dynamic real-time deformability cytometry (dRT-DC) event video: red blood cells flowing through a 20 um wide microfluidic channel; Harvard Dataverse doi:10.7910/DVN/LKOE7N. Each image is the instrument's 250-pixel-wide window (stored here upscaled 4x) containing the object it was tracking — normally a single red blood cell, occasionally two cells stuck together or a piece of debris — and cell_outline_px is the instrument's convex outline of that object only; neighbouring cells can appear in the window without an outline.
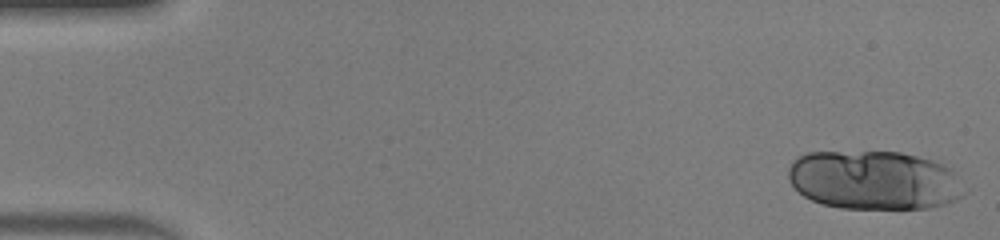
{"species": "human", "species_latin": "Homo sapiens", "temperature_condition": "warm", "stored_images_in_passage": 30, "camera_frame_rate_fps": 3000, "um_per_image_px": 0.085, "donor": {"sex": "male"}, "frame": {"image": 1, "passage_image": 1, "time_ms": 0.0, "image_size_px": [1000, 240], "cell_outline_px": [[964, 192], [956, 200], [944, 204], [928, 208], [840, 208], [824, 204], [812, 200], [804, 196], [788, 180], [788, 168], [792, 160], [796, 156], [808, 152], [900, 152], [932, 160], [944, 164], [952, 168]], "centroid_in_image_um": [74.26, 15.3], "position_along_channel_um": 10.7, "area_um2": 60.4}}
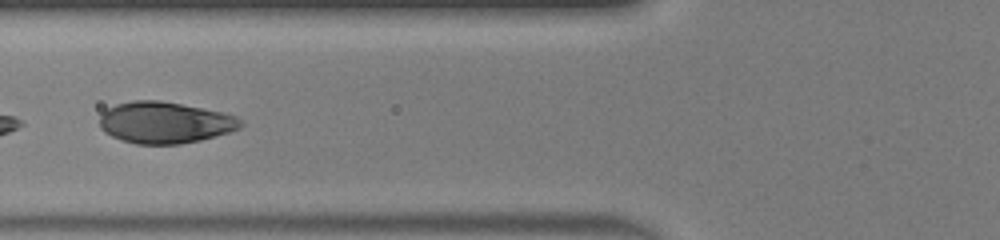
{"frame": {"image": 2, "passage_image": 19, "time_ms": 6.0, "image_size_px": [1000, 240], "cell_outline_px": [[244, 124], [240, 128], [228, 132], [200, 140], [180, 144], [136, 144], [112, 136], [104, 132], [100, 128], [100, 116], [108, 108], [116, 104], [132, 100], [160, 100], [224, 112], [236, 116]], "centroid_in_image_um": [14.01, 10.41], "position_along_channel_um": 111.8, "area_um2": 34.04}}
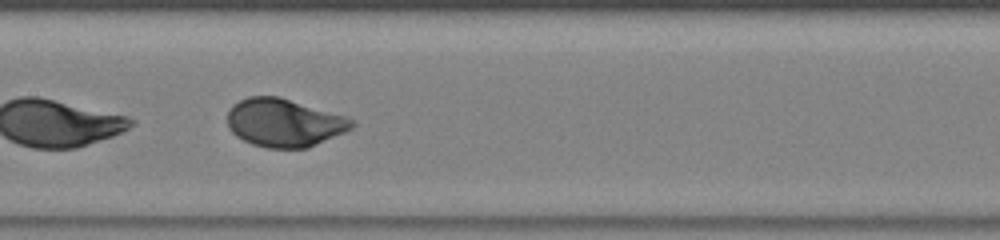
{"frame": {"image": 3, "passage_image": 24, "time_ms": 7.667, "image_size_px": [1000, 240], "cell_outline_px": [[356, 124], [352, 128], [344, 132], [308, 148], [268, 148], [252, 144], [236, 136], [228, 128], [228, 112], [232, 104], [248, 96], [280, 96], [344, 116], [356, 120]], "centroid_in_image_um": [24.14, 10.43], "position_along_channel_um": 183.3, "area_um2": 34.91}}